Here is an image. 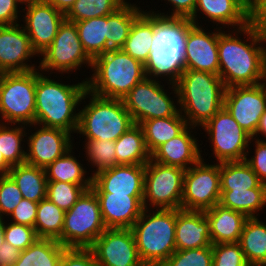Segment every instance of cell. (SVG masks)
I'll list each match as a JSON object with an SVG mask.
<instances>
[{
    "label": "cell",
    "instance_id": "4dcf8cb0",
    "mask_svg": "<svg viewBox=\"0 0 266 266\" xmlns=\"http://www.w3.org/2000/svg\"><path fill=\"white\" fill-rule=\"evenodd\" d=\"M136 4L127 1L117 11L106 16L107 51L123 47L134 20L144 11Z\"/></svg>",
    "mask_w": 266,
    "mask_h": 266
},
{
    "label": "cell",
    "instance_id": "bcb514c9",
    "mask_svg": "<svg viewBox=\"0 0 266 266\" xmlns=\"http://www.w3.org/2000/svg\"><path fill=\"white\" fill-rule=\"evenodd\" d=\"M4 236L5 241L14 248H17L19 251H24L27 247L39 239L35 228L12 222L5 224Z\"/></svg>",
    "mask_w": 266,
    "mask_h": 266
},
{
    "label": "cell",
    "instance_id": "277c9868",
    "mask_svg": "<svg viewBox=\"0 0 266 266\" xmlns=\"http://www.w3.org/2000/svg\"><path fill=\"white\" fill-rule=\"evenodd\" d=\"M175 85L189 126L202 127L224 106L226 88L219 75L185 69Z\"/></svg>",
    "mask_w": 266,
    "mask_h": 266
},
{
    "label": "cell",
    "instance_id": "d590c367",
    "mask_svg": "<svg viewBox=\"0 0 266 266\" xmlns=\"http://www.w3.org/2000/svg\"><path fill=\"white\" fill-rule=\"evenodd\" d=\"M219 204L247 217H258V212L266 207V188L221 191Z\"/></svg>",
    "mask_w": 266,
    "mask_h": 266
},
{
    "label": "cell",
    "instance_id": "94428289",
    "mask_svg": "<svg viewBox=\"0 0 266 266\" xmlns=\"http://www.w3.org/2000/svg\"><path fill=\"white\" fill-rule=\"evenodd\" d=\"M262 84H263V86H264V88L266 90V67H265V71H264V76L262 78Z\"/></svg>",
    "mask_w": 266,
    "mask_h": 266
},
{
    "label": "cell",
    "instance_id": "d6a6232c",
    "mask_svg": "<svg viewBox=\"0 0 266 266\" xmlns=\"http://www.w3.org/2000/svg\"><path fill=\"white\" fill-rule=\"evenodd\" d=\"M221 191L266 188L245 160L220 163Z\"/></svg>",
    "mask_w": 266,
    "mask_h": 266
},
{
    "label": "cell",
    "instance_id": "603a6c76",
    "mask_svg": "<svg viewBox=\"0 0 266 266\" xmlns=\"http://www.w3.org/2000/svg\"><path fill=\"white\" fill-rule=\"evenodd\" d=\"M106 228L131 229L140 217L144 196L95 193Z\"/></svg>",
    "mask_w": 266,
    "mask_h": 266
},
{
    "label": "cell",
    "instance_id": "9f6ffc18",
    "mask_svg": "<svg viewBox=\"0 0 266 266\" xmlns=\"http://www.w3.org/2000/svg\"><path fill=\"white\" fill-rule=\"evenodd\" d=\"M259 134H261L262 137L266 138V110L262 114V116L260 118V121H259V124H258V127L256 129V133H255V135L252 138H255V139L259 140V137H260Z\"/></svg>",
    "mask_w": 266,
    "mask_h": 266
},
{
    "label": "cell",
    "instance_id": "f6af8a7d",
    "mask_svg": "<svg viewBox=\"0 0 266 266\" xmlns=\"http://www.w3.org/2000/svg\"><path fill=\"white\" fill-rule=\"evenodd\" d=\"M22 199V193L13 179L9 175L0 176V217L9 218Z\"/></svg>",
    "mask_w": 266,
    "mask_h": 266
},
{
    "label": "cell",
    "instance_id": "ba28073f",
    "mask_svg": "<svg viewBox=\"0 0 266 266\" xmlns=\"http://www.w3.org/2000/svg\"><path fill=\"white\" fill-rule=\"evenodd\" d=\"M36 69L0 73V121L6 124H35ZM2 119V120H1Z\"/></svg>",
    "mask_w": 266,
    "mask_h": 266
},
{
    "label": "cell",
    "instance_id": "c3c4849f",
    "mask_svg": "<svg viewBox=\"0 0 266 266\" xmlns=\"http://www.w3.org/2000/svg\"><path fill=\"white\" fill-rule=\"evenodd\" d=\"M59 266H99L90 249L66 248Z\"/></svg>",
    "mask_w": 266,
    "mask_h": 266
},
{
    "label": "cell",
    "instance_id": "8d00e7d4",
    "mask_svg": "<svg viewBox=\"0 0 266 266\" xmlns=\"http://www.w3.org/2000/svg\"><path fill=\"white\" fill-rule=\"evenodd\" d=\"M83 49L93 60L107 52L106 16L75 22Z\"/></svg>",
    "mask_w": 266,
    "mask_h": 266
},
{
    "label": "cell",
    "instance_id": "3957f363",
    "mask_svg": "<svg viewBox=\"0 0 266 266\" xmlns=\"http://www.w3.org/2000/svg\"><path fill=\"white\" fill-rule=\"evenodd\" d=\"M192 24L189 19L165 18L155 14L152 47L148 61L144 64L146 77L177 83L185 70V36Z\"/></svg>",
    "mask_w": 266,
    "mask_h": 266
},
{
    "label": "cell",
    "instance_id": "9a60e30c",
    "mask_svg": "<svg viewBox=\"0 0 266 266\" xmlns=\"http://www.w3.org/2000/svg\"><path fill=\"white\" fill-rule=\"evenodd\" d=\"M224 107L241 128L253 137L266 110V90L262 83L226 88Z\"/></svg>",
    "mask_w": 266,
    "mask_h": 266
},
{
    "label": "cell",
    "instance_id": "680465c9",
    "mask_svg": "<svg viewBox=\"0 0 266 266\" xmlns=\"http://www.w3.org/2000/svg\"><path fill=\"white\" fill-rule=\"evenodd\" d=\"M5 224H6L5 218L0 217V247L5 241V236H4Z\"/></svg>",
    "mask_w": 266,
    "mask_h": 266
},
{
    "label": "cell",
    "instance_id": "8fae6325",
    "mask_svg": "<svg viewBox=\"0 0 266 266\" xmlns=\"http://www.w3.org/2000/svg\"><path fill=\"white\" fill-rule=\"evenodd\" d=\"M39 58L37 68L43 74L46 71L50 72L48 75L59 72L63 75L69 74L77 72V69L80 71L84 66L92 68V59L83 49L75 22L66 19L60 24L53 42L39 55ZM54 70L56 72H53Z\"/></svg>",
    "mask_w": 266,
    "mask_h": 266
},
{
    "label": "cell",
    "instance_id": "83f0119b",
    "mask_svg": "<svg viewBox=\"0 0 266 266\" xmlns=\"http://www.w3.org/2000/svg\"><path fill=\"white\" fill-rule=\"evenodd\" d=\"M140 126L144 132L147 150L152 154L160 145L181 134L189 125L179 112L176 116L143 121Z\"/></svg>",
    "mask_w": 266,
    "mask_h": 266
},
{
    "label": "cell",
    "instance_id": "7dc6e473",
    "mask_svg": "<svg viewBox=\"0 0 266 266\" xmlns=\"http://www.w3.org/2000/svg\"><path fill=\"white\" fill-rule=\"evenodd\" d=\"M252 142H255L254 144ZM255 145L254 155L250 158L246 156L245 161L256 173L258 179L266 184V140L251 138L249 145Z\"/></svg>",
    "mask_w": 266,
    "mask_h": 266
},
{
    "label": "cell",
    "instance_id": "8992f818",
    "mask_svg": "<svg viewBox=\"0 0 266 266\" xmlns=\"http://www.w3.org/2000/svg\"><path fill=\"white\" fill-rule=\"evenodd\" d=\"M144 208L131 228L145 266H161L175 251L176 209Z\"/></svg>",
    "mask_w": 266,
    "mask_h": 266
},
{
    "label": "cell",
    "instance_id": "1f68e13d",
    "mask_svg": "<svg viewBox=\"0 0 266 266\" xmlns=\"http://www.w3.org/2000/svg\"><path fill=\"white\" fill-rule=\"evenodd\" d=\"M117 165L146 164L151 159L144 132L135 124L115 141Z\"/></svg>",
    "mask_w": 266,
    "mask_h": 266
},
{
    "label": "cell",
    "instance_id": "f1b7e54d",
    "mask_svg": "<svg viewBox=\"0 0 266 266\" xmlns=\"http://www.w3.org/2000/svg\"><path fill=\"white\" fill-rule=\"evenodd\" d=\"M258 218H247L239 240L250 266H266V223Z\"/></svg>",
    "mask_w": 266,
    "mask_h": 266
},
{
    "label": "cell",
    "instance_id": "db71d44e",
    "mask_svg": "<svg viewBox=\"0 0 266 266\" xmlns=\"http://www.w3.org/2000/svg\"><path fill=\"white\" fill-rule=\"evenodd\" d=\"M20 254L21 251L4 241L0 247V266H14Z\"/></svg>",
    "mask_w": 266,
    "mask_h": 266
},
{
    "label": "cell",
    "instance_id": "44dd1931",
    "mask_svg": "<svg viewBox=\"0 0 266 266\" xmlns=\"http://www.w3.org/2000/svg\"><path fill=\"white\" fill-rule=\"evenodd\" d=\"M145 164L115 165L92 176L95 193L144 196Z\"/></svg>",
    "mask_w": 266,
    "mask_h": 266
},
{
    "label": "cell",
    "instance_id": "b9f144b4",
    "mask_svg": "<svg viewBox=\"0 0 266 266\" xmlns=\"http://www.w3.org/2000/svg\"><path fill=\"white\" fill-rule=\"evenodd\" d=\"M89 189H91V186H80L78 184L60 181H48L46 198L66 212L71 209L82 194Z\"/></svg>",
    "mask_w": 266,
    "mask_h": 266
},
{
    "label": "cell",
    "instance_id": "11a10c76",
    "mask_svg": "<svg viewBox=\"0 0 266 266\" xmlns=\"http://www.w3.org/2000/svg\"><path fill=\"white\" fill-rule=\"evenodd\" d=\"M49 4L54 6L57 10L66 14L73 6L76 0H46Z\"/></svg>",
    "mask_w": 266,
    "mask_h": 266
},
{
    "label": "cell",
    "instance_id": "7a4b0ae2",
    "mask_svg": "<svg viewBox=\"0 0 266 266\" xmlns=\"http://www.w3.org/2000/svg\"><path fill=\"white\" fill-rule=\"evenodd\" d=\"M36 69L35 124L76 133L79 123L78 106L87 90L83 79L76 84L58 82ZM49 77V78H48ZM74 132V133H73Z\"/></svg>",
    "mask_w": 266,
    "mask_h": 266
},
{
    "label": "cell",
    "instance_id": "74e56055",
    "mask_svg": "<svg viewBox=\"0 0 266 266\" xmlns=\"http://www.w3.org/2000/svg\"><path fill=\"white\" fill-rule=\"evenodd\" d=\"M25 129H27L25 125H6V123L0 122V152L11 167L25 163L26 151L24 143L27 138L24 137H27L26 134L28 133Z\"/></svg>",
    "mask_w": 266,
    "mask_h": 266
},
{
    "label": "cell",
    "instance_id": "60d3db41",
    "mask_svg": "<svg viewBox=\"0 0 266 266\" xmlns=\"http://www.w3.org/2000/svg\"><path fill=\"white\" fill-rule=\"evenodd\" d=\"M85 155L87 161L90 163L91 168H96V171H93L92 176L102 170L111 168L117 165L116 159V147L115 141L109 140H85Z\"/></svg>",
    "mask_w": 266,
    "mask_h": 266
},
{
    "label": "cell",
    "instance_id": "f5cc1de1",
    "mask_svg": "<svg viewBox=\"0 0 266 266\" xmlns=\"http://www.w3.org/2000/svg\"><path fill=\"white\" fill-rule=\"evenodd\" d=\"M20 5L17 0H0V26H12L20 23V13H22L19 9Z\"/></svg>",
    "mask_w": 266,
    "mask_h": 266
},
{
    "label": "cell",
    "instance_id": "836d02e7",
    "mask_svg": "<svg viewBox=\"0 0 266 266\" xmlns=\"http://www.w3.org/2000/svg\"><path fill=\"white\" fill-rule=\"evenodd\" d=\"M73 147L63 156L57 158L45 169L47 181H60L78 184L80 186H92V175L87 176V170L77 157L72 153Z\"/></svg>",
    "mask_w": 266,
    "mask_h": 266
},
{
    "label": "cell",
    "instance_id": "4316f807",
    "mask_svg": "<svg viewBox=\"0 0 266 266\" xmlns=\"http://www.w3.org/2000/svg\"><path fill=\"white\" fill-rule=\"evenodd\" d=\"M143 11L133 22L121 50L145 64L150 55L155 33V14Z\"/></svg>",
    "mask_w": 266,
    "mask_h": 266
},
{
    "label": "cell",
    "instance_id": "ac0fdd59",
    "mask_svg": "<svg viewBox=\"0 0 266 266\" xmlns=\"http://www.w3.org/2000/svg\"><path fill=\"white\" fill-rule=\"evenodd\" d=\"M32 126V127H31ZM38 130L30 134L26 139L28 148L26 150L25 163L41 168H46L57 158L63 156L74 145L71 133L52 127H44L37 124H31L27 127Z\"/></svg>",
    "mask_w": 266,
    "mask_h": 266
},
{
    "label": "cell",
    "instance_id": "5bb4252c",
    "mask_svg": "<svg viewBox=\"0 0 266 266\" xmlns=\"http://www.w3.org/2000/svg\"><path fill=\"white\" fill-rule=\"evenodd\" d=\"M220 195V163L206 164L201 155L184 172L182 209L205 211L219 204Z\"/></svg>",
    "mask_w": 266,
    "mask_h": 266
},
{
    "label": "cell",
    "instance_id": "5b68a950",
    "mask_svg": "<svg viewBox=\"0 0 266 266\" xmlns=\"http://www.w3.org/2000/svg\"><path fill=\"white\" fill-rule=\"evenodd\" d=\"M93 74L85 78L87 90L104 98L122 99L145 77V65L121 49L109 50L92 60Z\"/></svg>",
    "mask_w": 266,
    "mask_h": 266
},
{
    "label": "cell",
    "instance_id": "484cf974",
    "mask_svg": "<svg viewBox=\"0 0 266 266\" xmlns=\"http://www.w3.org/2000/svg\"><path fill=\"white\" fill-rule=\"evenodd\" d=\"M209 221L211 244L239 242L247 216L216 204L204 211Z\"/></svg>",
    "mask_w": 266,
    "mask_h": 266
},
{
    "label": "cell",
    "instance_id": "6da1fadb",
    "mask_svg": "<svg viewBox=\"0 0 266 266\" xmlns=\"http://www.w3.org/2000/svg\"><path fill=\"white\" fill-rule=\"evenodd\" d=\"M224 30L218 27V75L225 88L262 83L266 67L263 44L266 37L251 24L233 31L226 30V33ZM238 34L247 37L246 40Z\"/></svg>",
    "mask_w": 266,
    "mask_h": 266
},
{
    "label": "cell",
    "instance_id": "52a82bcc",
    "mask_svg": "<svg viewBox=\"0 0 266 266\" xmlns=\"http://www.w3.org/2000/svg\"><path fill=\"white\" fill-rule=\"evenodd\" d=\"M86 98H90V101L83 105V109H79L76 131L85 140L116 141L135 125L122 99L100 97L88 90L83 95V99Z\"/></svg>",
    "mask_w": 266,
    "mask_h": 266
},
{
    "label": "cell",
    "instance_id": "30bf717a",
    "mask_svg": "<svg viewBox=\"0 0 266 266\" xmlns=\"http://www.w3.org/2000/svg\"><path fill=\"white\" fill-rule=\"evenodd\" d=\"M106 229L95 192L86 190L65 212L61 245L65 248L89 249Z\"/></svg>",
    "mask_w": 266,
    "mask_h": 266
},
{
    "label": "cell",
    "instance_id": "d6986e66",
    "mask_svg": "<svg viewBox=\"0 0 266 266\" xmlns=\"http://www.w3.org/2000/svg\"><path fill=\"white\" fill-rule=\"evenodd\" d=\"M205 27L192 24L186 32L184 45L185 69L218 75V28L206 32Z\"/></svg>",
    "mask_w": 266,
    "mask_h": 266
},
{
    "label": "cell",
    "instance_id": "f35d334b",
    "mask_svg": "<svg viewBox=\"0 0 266 266\" xmlns=\"http://www.w3.org/2000/svg\"><path fill=\"white\" fill-rule=\"evenodd\" d=\"M64 219L65 211L57 207L49 199H42L38 203L34 226L38 238L54 239L61 244Z\"/></svg>",
    "mask_w": 266,
    "mask_h": 266
},
{
    "label": "cell",
    "instance_id": "cb8c5ba5",
    "mask_svg": "<svg viewBox=\"0 0 266 266\" xmlns=\"http://www.w3.org/2000/svg\"><path fill=\"white\" fill-rule=\"evenodd\" d=\"M196 127L188 126L181 134L160 145L151 159L163 165L187 170L201 159L202 150L197 138L191 134Z\"/></svg>",
    "mask_w": 266,
    "mask_h": 266
},
{
    "label": "cell",
    "instance_id": "7c38bea8",
    "mask_svg": "<svg viewBox=\"0 0 266 266\" xmlns=\"http://www.w3.org/2000/svg\"><path fill=\"white\" fill-rule=\"evenodd\" d=\"M184 172L182 168L150 159L145 164L143 207L182 209Z\"/></svg>",
    "mask_w": 266,
    "mask_h": 266
},
{
    "label": "cell",
    "instance_id": "ffe728a7",
    "mask_svg": "<svg viewBox=\"0 0 266 266\" xmlns=\"http://www.w3.org/2000/svg\"><path fill=\"white\" fill-rule=\"evenodd\" d=\"M34 56L39 57L22 24L0 26V73L35 70L37 65L27 63Z\"/></svg>",
    "mask_w": 266,
    "mask_h": 266
},
{
    "label": "cell",
    "instance_id": "7bdbcfd3",
    "mask_svg": "<svg viewBox=\"0 0 266 266\" xmlns=\"http://www.w3.org/2000/svg\"><path fill=\"white\" fill-rule=\"evenodd\" d=\"M212 246L176 250L161 266H212Z\"/></svg>",
    "mask_w": 266,
    "mask_h": 266
},
{
    "label": "cell",
    "instance_id": "f907efd6",
    "mask_svg": "<svg viewBox=\"0 0 266 266\" xmlns=\"http://www.w3.org/2000/svg\"><path fill=\"white\" fill-rule=\"evenodd\" d=\"M166 2V4H172L171 7L173 9H171V14L167 12L165 15L166 12L162 13L153 11L152 9L150 12L165 18L189 19L194 13L197 0H166Z\"/></svg>",
    "mask_w": 266,
    "mask_h": 266
},
{
    "label": "cell",
    "instance_id": "e0dca14e",
    "mask_svg": "<svg viewBox=\"0 0 266 266\" xmlns=\"http://www.w3.org/2000/svg\"><path fill=\"white\" fill-rule=\"evenodd\" d=\"M24 7V14L21 16L24 22L22 26L33 50L39 56L53 42L65 14L46 0H37Z\"/></svg>",
    "mask_w": 266,
    "mask_h": 266
},
{
    "label": "cell",
    "instance_id": "816d5d0a",
    "mask_svg": "<svg viewBox=\"0 0 266 266\" xmlns=\"http://www.w3.org/2000/svg\"><path fill=\"white\" fill-rule=\"evenodd\" d=\"M249 24L266 37V0H251L248 5Z\"/></svg>",
    "mask_w": 266,
    "mask_h": 266
},
{
    "label": "cell",
    "instance_id": "6f0895ef",
    "mask_svg": "<svg viewBox=\"0 0 266 266\" xmlns=\"http://www.w3.org/2000/svg\"><path fill=\"white\" fill-rule=\"evenodd\" d=\"M11 166L5 161L3 154L0 152V176L8 175Z\"/></svg>",
    "mask_w": 266,
    "mask_h": 266
},
{
    "label": "cell",
    "instance_id": "91938a15",
    "mask_svg": "<svg viewBox=\"0 0 266 266\" xmlns=\"http://www.w3.org/2000/svg\"><path fill=\"white\" fill-rule=\"evenodd\" d=\"M22 6L29 5L31 2L37 1V0H17Z\"/></svg>",
    "mask_w": 266,
    "mask_h": 266
},
{
    "label": "cell",
    "instance_id": "7402d4cb",
    "mask_svg": "<svg viewBox=\"0 0 266 266\" xmlns=\"http://www.w3.org/2000/svg\"><path fill=\"white\" fill-rule=\"evenodd\" d=\"M248 5V0H197L194 13L189 20L194 25L201 26L200 22L198 23L200 12L208 21L210 19L213 24L215 22L216 27L221 24V29L223 26H228V29L231 26V30L243 28L249 24Z\"/></svg>",
    "mask_w": 266,
    "mask_h": 266
},
{
    "label": "cell",
    "instance_id": "9c48e42d",
    "mask_svg": "<svg viewBox=\"0 0 266 266\" xmlns=\"http://www.w3.org/2000/svg\"><path fill=\"white\" fill-rule=\"evenodd\" d=\"M161 83L162 81L145 77L122 98L135 124L140 125L149 119L176 116L180 112L176 85L168 82L169 89H172L168 92ZM172 93L177 102L171 98Z\"/></svg>",
    "mask_w": 266,
    "mask_h": 266
},
{
    "label": "cell",
    "instance_id": "d4e9b609",
    "mask_svg": "<svg viewBox=\"0 0 266 266\" xmlns=\"http://www.w3.org/2000/svg\"><path fill=\"white\" fill-rule=\"evenodd\" d=\"M175 244L176 250L212 246L204 211L176 209Z\"/></svg>",
    "mask_w": 266,
    "mask_h": 266
},
{
    "label": "cell",
    "instance_id": "ee69618b",
    "mask_svg": "<svg viewBox=\"0 0 266 266\" xmlns=\"http://www.w3.org/2000/svg\"><path fill=\"white\" fill-rule=\"evenodd\" d=\"M212 266H250L239 242L212 244Z\"/></svg>",
    "mask_w": 266,
    "mask_h": 266
},
{
    "label": "cell",
    "instance_id": "e575fe53",
    "mask_svg": "<svg viewBox=\"0 0 266 266\" xmlns=\"http://www.w3.org/2000/svg\"><path fill=\"white\" fill-rule=\"evenodd\" d=\"M65 249L57 240L39 238L21 251L14 266H59Z\"/></svg>",
    "mask_w": 266,
    "mask_h": 266
},
{
    "label": "cell",
    "instance_id": "ab89813d",
    "mask_svg": "<svg viewBox=\"0 0 266 266\" xmlns=\"http://www.w3.org/2000/svg\"><path fill=\"white\" fill-rule=\"evenodd\" d=\"M126 2L127 0H76L65 14V19L71 22H78L107 16L117 11Z\"/></svg>",
    "mask_w": 266,
    "mask_h": 266
},
{
    "label": "cell",
    "instance_id": "681fc988",
    "mask_svg": "<svg viewBox=\"0 0 266 266\" xmlns=\"http://www.w3.org/2000/svg\"><path fill=\"white\" fill-rule=\"evenodd\" d=\"M37 208V202L23 198L10 215L12 219L10 222L34 228L37 217Z\"/></svg>",
    "mask_w": 266,
    "mask_h": 266
},
{
    "label": "cell",
    "instance_id": "f546056e",
    "mask_svg": "<svg viewBox=\"0 0 266 266\" xmlns=\"http://www.w3.org/2000/svg\"><path fill=\"white\" fill-rule=\"evenodd\" d=\"M8 175L18 186L22 197L39 203L47 196V178L45 169L27 163L12 166Z\"/></svg>",
    "mask_w": 266,
    "mask_h": 266
},
{
    "label": "cell",
    "instance_id": "4fadbf2b",
    "mask_svg": "<svg viewBox=\"0 0 266 266\" xmlns=\"http://www.w3.org/2000/svg\"><path fill=\"white\" fill-rule=\"evenodd\" d=\"M208 135L217 163L242 161L249 155L252 138L223 106L201 127Z\"/></svg>",
    "mask_w": 266,
    "mask_h": 266
},
{
    "label": "cell",
    "instance_id": "2e32d148",
    "mask_svg": "<svg viewBox=\"0 0 266 266\" xmlns=\"http://www.w3.org/2000/svg\"><path fill=\"white\" fill-rule=\"evenodd\" d=\"M89 249L99 266H145L131 229L107 228Z\"/></svg>",
    "mask_w": 266,
    "mask_h": 266
}]
</instances>
